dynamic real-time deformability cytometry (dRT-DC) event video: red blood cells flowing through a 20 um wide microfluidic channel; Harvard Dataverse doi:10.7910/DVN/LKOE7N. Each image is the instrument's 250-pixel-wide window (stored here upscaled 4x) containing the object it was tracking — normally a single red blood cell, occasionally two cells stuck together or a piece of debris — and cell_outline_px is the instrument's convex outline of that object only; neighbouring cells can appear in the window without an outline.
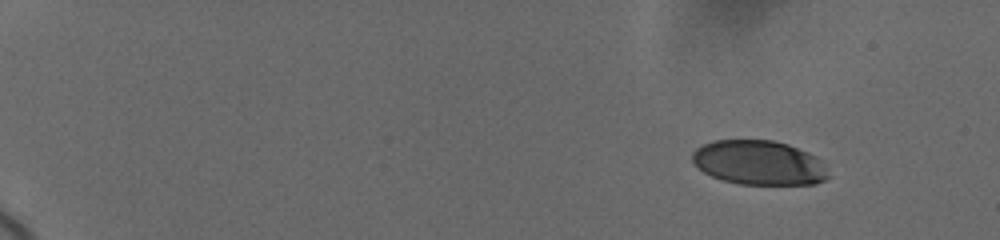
{"species": "human", "species_latin": "Homo sapiens", "temperature_condition": "cold", "stored_images_in_passage": 15, "camera_frame_rate_fps": 3000, "um_per_image_px": 0.085, "donor": {"sex": "female"}, "frame": {"image": 1, "passage_image": 2, "time_ms": 1.333, "image_size_px": [1000, 240], "cell_outline_px": [[828, 176], [824, 180], [816, 184], [740, 184], [724, 180], [712, 176], [704, 172], [692, 160], [692, 152], [696, 148], [712, 140], [772, 140], [788, 144], [808, 152], [816, 156], [824, 168]], "centroid_in_image_um": [64.49, 13.82], "position_along_channel_um": 20.5, "area_um2": 34.91}}
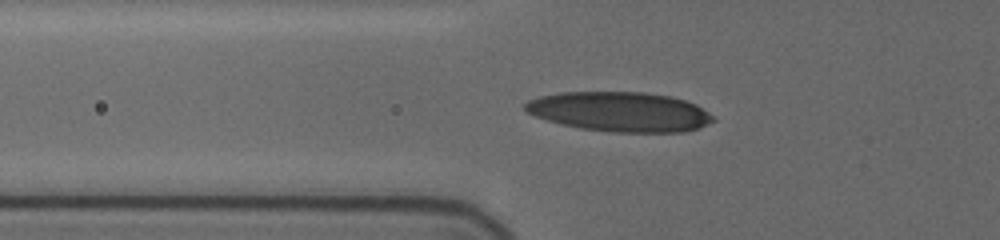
{"frame": {"image": 2, "passage_image": 13, "time_ms": 7.0, "image_size_px": [1000, 240], "cell_outline_px": [[716, 120], [696, 128], [684, 132], [612, 132], [580, 128], [560, 124], [524, 112], [524, 104], [528, 100], [540, 96], [560, 92], [644, 92], [672, 96], [696, 104], [708, 112]], "centroid_in_image_um": [52.66, 9.49], "position_along_channel_um": 73.1, "area_um2": 43.52}}